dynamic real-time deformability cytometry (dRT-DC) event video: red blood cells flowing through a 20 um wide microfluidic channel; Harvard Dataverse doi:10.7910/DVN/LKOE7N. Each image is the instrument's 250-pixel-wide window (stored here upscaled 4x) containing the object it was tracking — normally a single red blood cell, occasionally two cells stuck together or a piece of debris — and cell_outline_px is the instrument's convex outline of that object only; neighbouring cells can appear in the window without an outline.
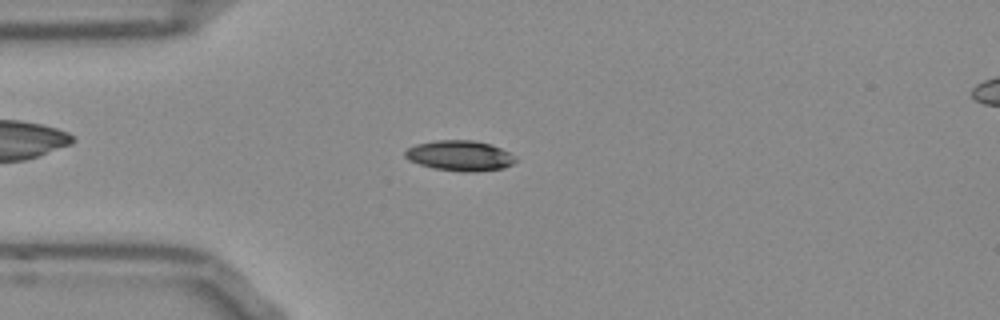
{"species": "Egyptian fruit bat (a non-hibernating species)", "species_latin": "Rousettus aegyptiacus", "temperature_condition": "room temperature", "stored_images_in_passage": 52, "camera_frame_rate_fps": 3000, "um_per_image_px": 0.085, "frame": {"image": 1, "passage_image": 13, "time_ms": 4.0, "image_size_px": [1000, 320], "cell_outline_px": [[516, 160], [512, 164], [504, 168], [464, 172], [432, 168], [408, 160], [404, 156], [404, 152], [408, 148], [416, 144], [436, 140], [472, 140], [492, 144], [508, 152]], "centroid_in_image_um": [39.04, 13.22], "position_along_channel_um": 46.0, "area_um2": 19.36}}
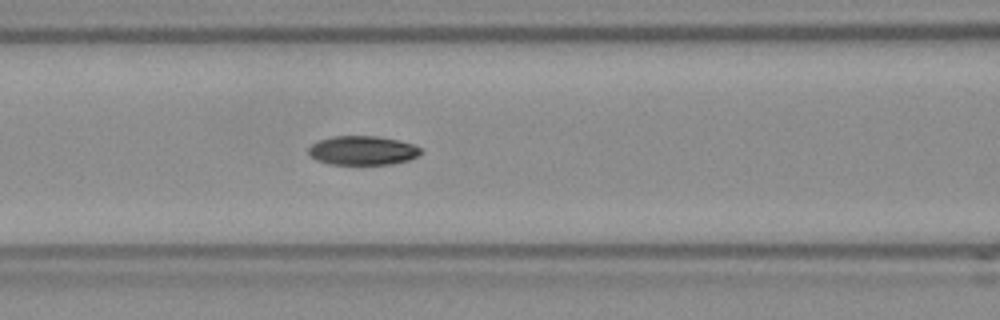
{"frame": {"image": 2, "passage_image": 21, "time_ms": 6.667, "image_size_px": [1000, 320], "cell_outline_px": [[424, 152], [408, 160], [392, 164], [328, 164], [316, 160], [308, 156], [308, 148], [312, 144], [320, 140], [332, 136], [376, 136], [396, 140], [412, 144], [420, 148]], "centroid_in_image_um": [30.78, 12.79], "position_along_channel_um": 135.8, "area_um2": 19.02}}
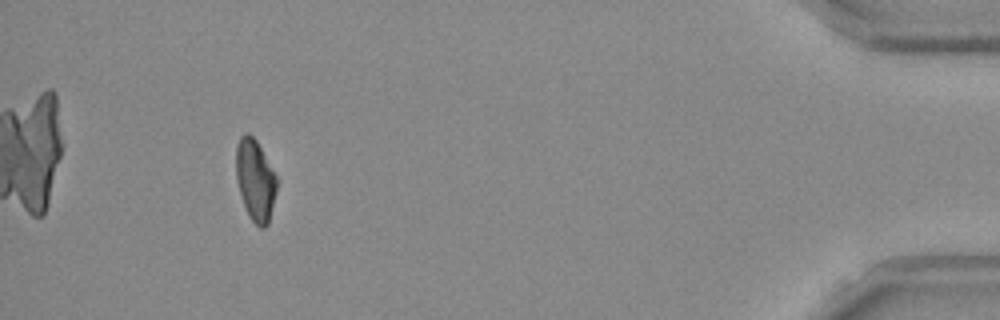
{"frame": {"image": 3, "passage_image": 48, "time_ms": 15.667, "image_size_px": [1000, 320], "cell_outline_px": [[276, 188], [268, 224], [264, 228], [260, 228], [248, 216], [240, 192], [236, 176], [236, 148], [240, 136], [244, 132], [248, 132], [256, 140], [276, 176]], "centroid_in_image_um": [21.67, 15.29], "position_along_channel_um": 413.5, "area_um2": 18.9}, "authors_computed_cell_mechanics": {"area_um2": 19.4208, "velocity_mm_per_s": 3.8557, "shape_relaxation_time_tau1_ms": 5.5605, "shape_relaxation_time_tau2_ms": 10.9368, "deformation_change_tau1": 0.1571, "deformation_change_tau2": 0.1358}}